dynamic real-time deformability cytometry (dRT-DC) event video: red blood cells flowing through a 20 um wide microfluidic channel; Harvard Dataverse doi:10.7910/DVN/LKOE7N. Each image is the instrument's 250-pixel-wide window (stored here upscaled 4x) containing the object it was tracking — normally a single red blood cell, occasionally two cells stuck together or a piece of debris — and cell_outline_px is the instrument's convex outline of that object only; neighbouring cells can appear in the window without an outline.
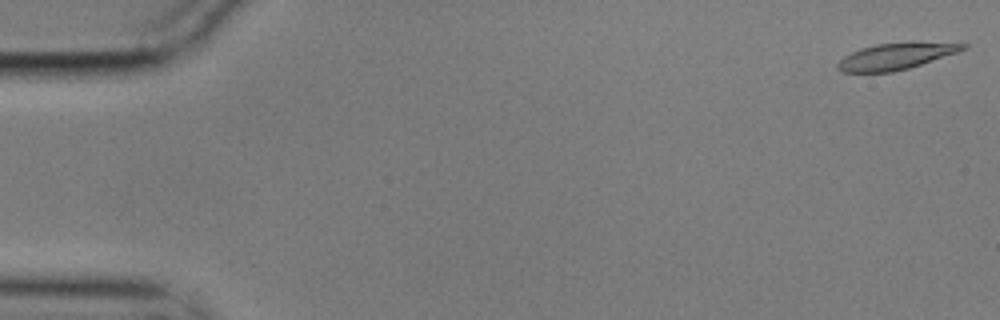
{"species": "common noctule bat (a hibernating species)", "species_latin": "Nyctalus noctula", "temperature_condition": "cold", "stored_images_in_passage": 33, "camera_frame_rate_fps": 3000, "um_per_image_px": 0.085, "animal": {"sex": "male", "body_mass_g": 17.9}, "frame": {"image": 1, "passage_image": 1, "time_ms": 0.0, "image_size_px": [1000, 320], "cell_outline_px": [[968, 48], [908, 68], [892, 72], [844, 72], [836, 68], [836, 64], [844, 56], [860, 48], [876, 44], [908, 40], [912, 40], [968, 44]], "centroid_in_image_um": [76.15, 4.74], "position_along_channel_um": 8.8, "area_um2": 19.59}}
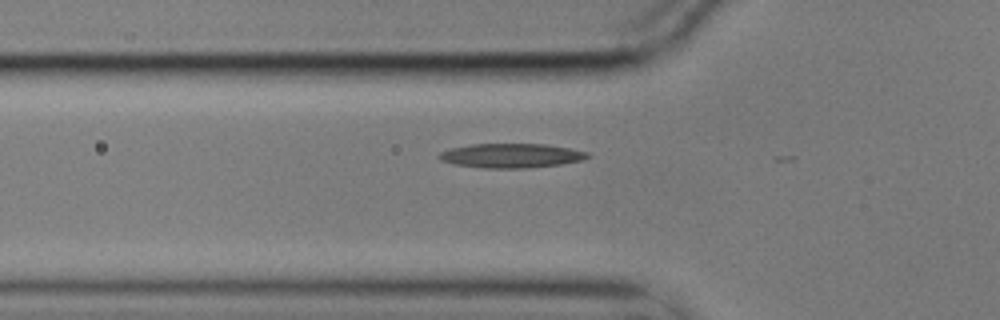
{"frame": {"image": 2, "passage_image": 19, "time_ms": 6.0, "image_size_px": [1000, 320], "cell_outline_px": [[592, 156], [584, 160], [560, 164], [524, 168], [484, 168], [452, 164], [440, 160], [436, 156], [440, 152], [448, 148], [472, 144], [544, 144], [568, 148], [588, 152]], "centroid_in_image_um": [43.41, 13.23], "position_along_channel_um": 82.4, "area_um2": 21.15}}
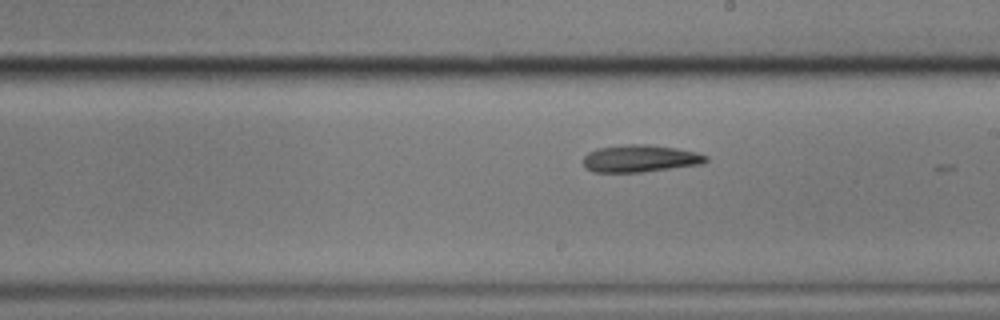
{"frame": {"image": 3, "passage_image": 32, "time_ms": 10.333, "image_size_px": [1000, 320], "cell_outline_px": [[708, 160], [704, 164], [644, 172], [592, 172], [584, 168], [584, 156], [588, 152], [596, 148], [628, 144], [648, 144], [676, 148], [696, 152], [708, 156]], "centroid_in_image_um": [54.41, 13.48], "position_along_channel_um": 234.6, "area_um2": 19.71}}